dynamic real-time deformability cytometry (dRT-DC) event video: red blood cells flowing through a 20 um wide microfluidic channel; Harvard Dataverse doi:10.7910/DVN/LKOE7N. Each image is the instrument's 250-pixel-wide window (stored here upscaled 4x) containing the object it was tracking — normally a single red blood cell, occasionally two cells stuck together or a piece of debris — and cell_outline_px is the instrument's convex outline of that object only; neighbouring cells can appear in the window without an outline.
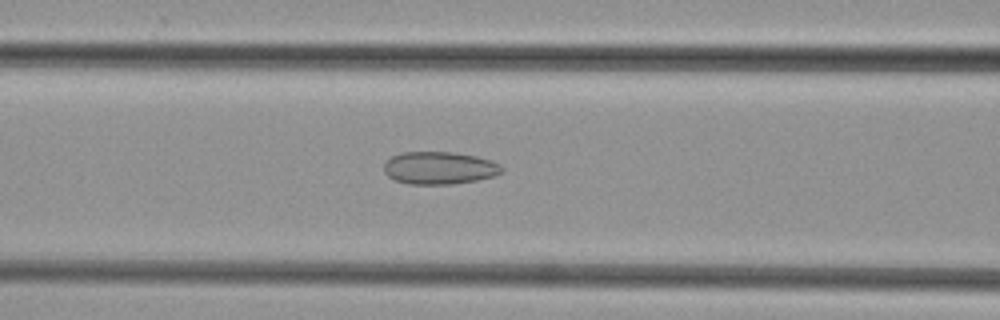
{"species": "common noctule bat (a hibernating species)", "species_latin": "Nyctalus noctula", "temperature_condition": "cold", "stored_images_in_passage": 45, "camera_frame_rate_fps": 3000, "um_per_image_px": 0.085, "animal": {"sex": "female", "body_mass_g": 29.2, "forearm_length_mm": 56.3}, "frame": {"image": 1, "passage_image": 16, "time_ms": 5.0, "image_size_px": [1000, 320], "cell_outline_px": [[504, 172], [496, 176], [476, 180], [452, 184], [408, 184], [396, 180], [388, 176], [384, 172], [384, 164], [392, 156], [400, 152], [452, 152], [476, 156], [492, 160], [500, 164], [504, 168]], "centroid_in_image_um": [37.39, 14.27], "position_along_channel_um": 129.2, "area_um2": 22.54}}
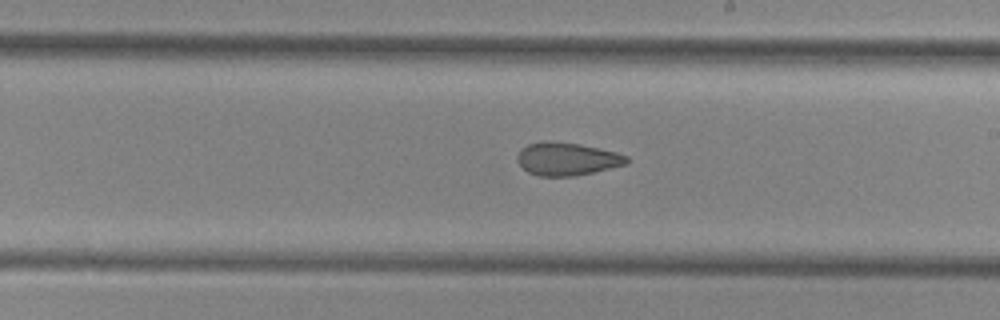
{"frame": {"image": 2, "passage_image": 24, "time_ms": 7.667, "image_size_px": [1000, 320], "cell_outline_px": [[628, 164], [576, 176], [540, 176], [528, 172], [516, 160], [516, 156], [520, 148], [528, 144], [540, 140], [552, 140], [580, 144], [600, 148], [616, 152], [628, 156]], "centroid_in_image_um": [48.17, 13.49], "position_along_channel_um": 240.8, "area_um2": 21.33}}
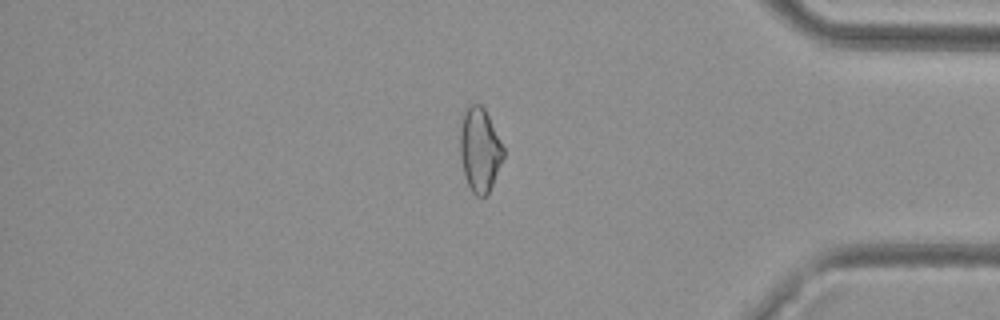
{"frame": {"image": 3, "passage_image": 37, "time_ms": 12.0, "image_size_px": [1000, 320], "cell_outline_px": [[504, 156], [488, 196], [476, 196], [472, 192], [464, 176], [460, 156], [460, 124], [464, 108], [468, 104], [480, 104], [484, 108], [504, 148]], "centroid_in_image_um": [40.76, 12.73], "position_along_channel_um": 394.4, "area_um2": 21.39}}